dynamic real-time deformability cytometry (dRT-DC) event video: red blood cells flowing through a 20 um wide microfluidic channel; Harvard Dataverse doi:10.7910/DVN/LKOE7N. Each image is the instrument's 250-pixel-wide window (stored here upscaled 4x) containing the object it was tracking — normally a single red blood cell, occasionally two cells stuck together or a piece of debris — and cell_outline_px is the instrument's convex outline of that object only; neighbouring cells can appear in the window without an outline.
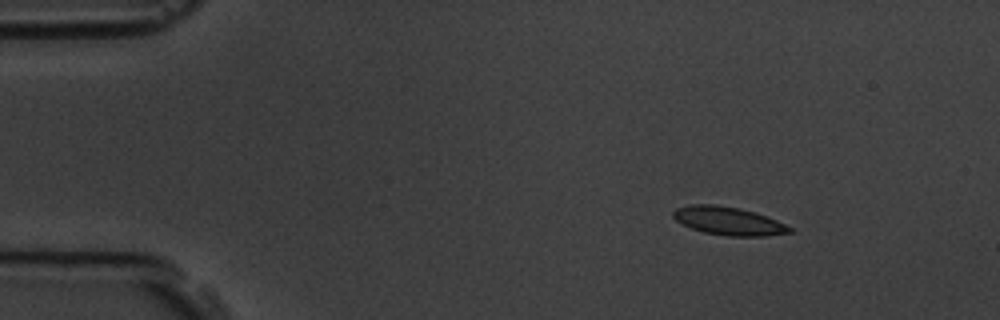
{"species": "common noctule bat (a hibernating species)", "species_latin": "Nyctalus noctula", "temperature_condition": "room temperature", "stored_images_in_passage": 5, "camera_frame_rate_fps": 3000, "um_per_image_px": 0.085, "animal": {"sex": "male", "body_mass_g": 19.5, "forearm_length_mm": 54.6}, "frame": {"image": 1, "passage_image": 2, "time_ms": 1.0, "image_size_px": [1000, 320], "cell_outline_px": [[792, 232], [768, 236], [728, 236], [704, 232], [692, 228], [676, 220], [672, 216], [672, 212], [676, 208], [692, 204], [716, 204], [740, 208], [776, 220], [792, 228]], "centroid_in_image_um": [61.9, 18.78], "position_along_channel_um": 23.1, "area_um2": 18.96}}
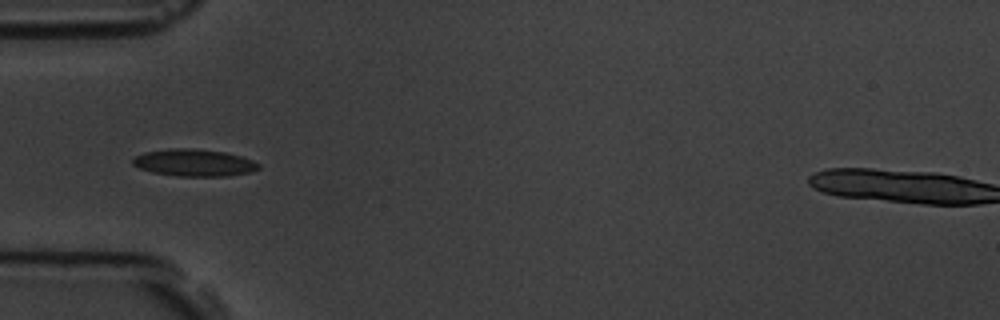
{"frame": {"image": 2, "passage_image": 5, "time_ms": 4.333, "image_size_px": [1000, 320], "cell_outline_px": [[260, 168], [248, 172], [228, 176], [176, 176], [152, 172], [140, 168], [132, 164], [132, 160], [136, 156], [144, 152], [168, 148], [196, 148], [224, 152], [240, 156], [252, 160], [260, 164]], "centroid_in_image_um": [16.48, 13.82], "position_along_channel_um": 68.5, "area_um2": 19.88}}